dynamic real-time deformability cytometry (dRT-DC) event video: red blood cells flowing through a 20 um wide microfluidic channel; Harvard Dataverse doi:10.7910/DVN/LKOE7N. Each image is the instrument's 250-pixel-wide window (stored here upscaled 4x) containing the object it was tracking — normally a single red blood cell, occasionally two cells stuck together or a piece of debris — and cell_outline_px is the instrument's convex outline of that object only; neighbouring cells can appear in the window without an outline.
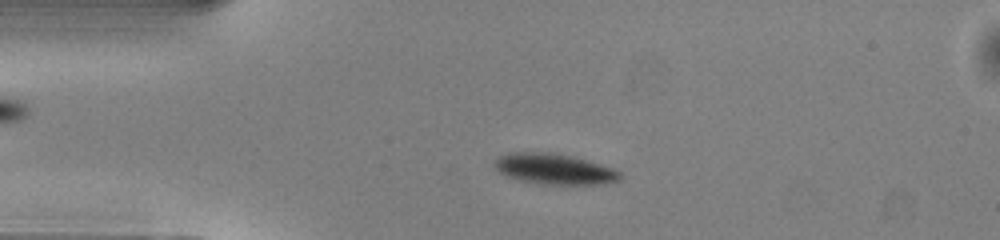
{"species": "common noctule bat (a hibernating species)", "species_latin": "Nyctalus noctula", "temperature_condition": "warm", "stored_images_in_passage": 49, "camera_frame_rate_fps": 3000, "um_per_image_px": 0.085, "animal": {"sex": "male", "body_mass_g": 13.0, "forearm_length_mm": 53.1}, "frame": {"image": 1, "passage_image": 10, "time_ms": 3.0, "image_size_px": [1000, 240], "cell_outline_px": [[620, 180], [604, 184], [544, 184], [520, 180], [508, 176], [500, 172], [492, 164], [496, 156], [508, 152], [552, 152], [584, 160], [612, 168], [620, 172]], "centroid_in_image_um": [47.05, 14.36], "position_along_channel_um": 38.0, "area_um2": 22.2}}
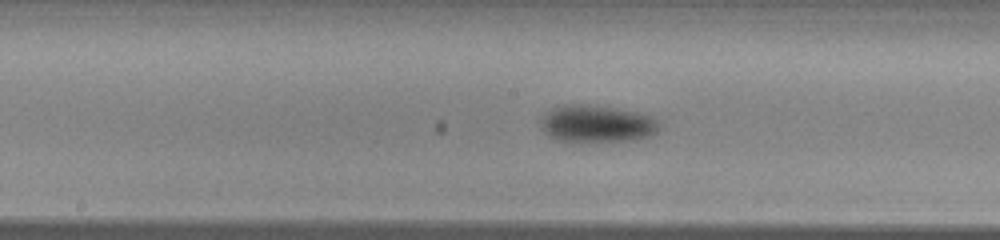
{"frame": {"image": 2, "passage_image": 24, "time_ms": 7.667, "image_size_px": [1000, 240], "cell_outline_px": [[660, 128], [656, 132], [648, 136], [636, 140], [560, 140], [548, 136], [540, 128], [540, 116], [544, 112], [556, 104], [588, 104], [616, 108], [636, 112], [652, 116], [656, 120]], "centroid_in_image_um": [50.65, 10.47], "position_along_channel_um": 197.6, "area_um2": 25.72}}
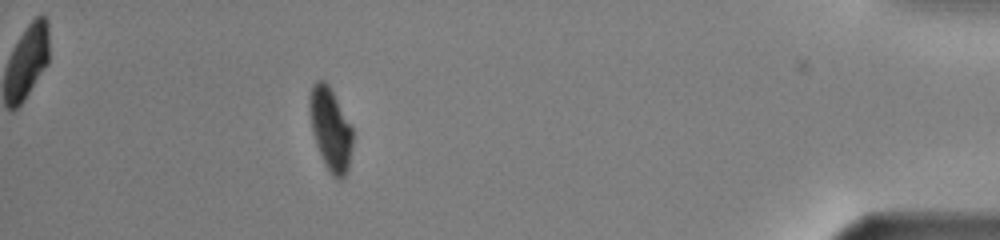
{"frame": {"image": 3, "passage_image": 44, "time_ms": 14.333, "image_size_px": [1000, 240], "cell_outline_px": [[352, 144], [348, 168], [344, 180], [336, 180], [332, 176], [324, 164], [316, 144], [312, 132], [308, 108], [308, 96], [312, 84], [316, 80], [324, 80], [328, 84], [352, 128]], "centroid_in_image_um": [28.06, 10.99], "position_along_channel_um": 407.1, "area_um2": 20.92}, "authors_computed_cell_mechanics": {"area_um2": 22.9466, "velocity_mm_per_s": 4.0336, "shape_relaxation_time_tau1_ms": 1.9219, "shape_relaxation_time_tau2_ms": null, "deformation_change_tau1": 0.1074, "deformation_change_tau2": null}}